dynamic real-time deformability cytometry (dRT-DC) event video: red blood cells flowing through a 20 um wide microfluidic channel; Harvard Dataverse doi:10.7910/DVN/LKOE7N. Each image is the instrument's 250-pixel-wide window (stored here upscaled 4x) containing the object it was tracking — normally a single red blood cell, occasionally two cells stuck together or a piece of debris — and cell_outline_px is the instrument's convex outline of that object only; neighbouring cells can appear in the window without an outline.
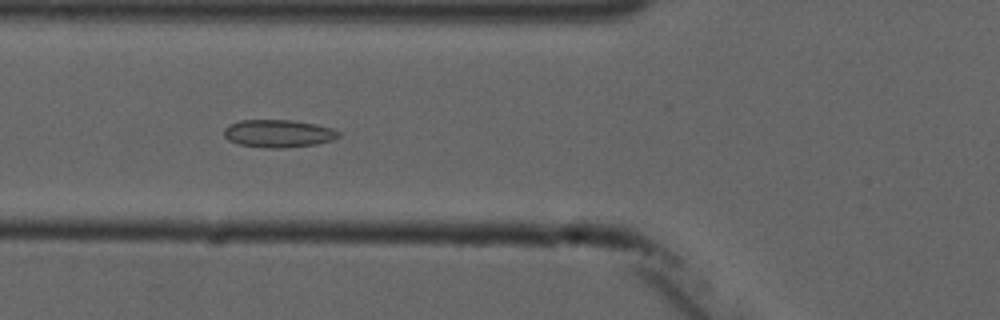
{"species": "common noctule bat (a hibernating species)", "species_latin": "Nyctalus noctula", "temperature_condition": "cold", "stored_images_in_passage": 6, "camera_frame_rate_fps": 3000, "um_per_image_px": 0.085, "animal": {"sex": "male", "forearm_length_mm": 52.5}, "frame": {"image": 1, "passage_image": 5, "time_ms": 4.667, "image_size_px": [1000, 320], "cell_outline_px": [[340, 136], [332, 140], [316, 144], [284, 148], [268, 148], [240, 144], [228, 140], [224, 136], [224, 128], [228, 124], [240, 120], [292, 120], [316, 124], [332, 128], [340, 132]], "centroid_in_image_um": [23.65, 11.34], "position_along_channel_um": 102.1, "area_um2": 18.55}}
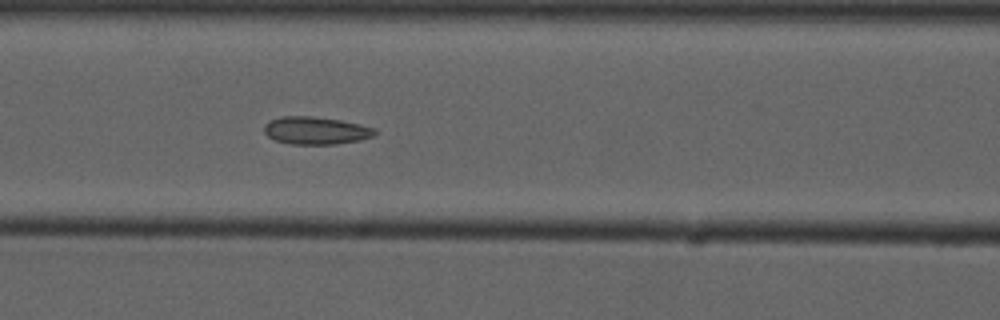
{"frame": {"image": 2, "passage_image": 6, "time_ms": 5.667, "image_size_px": [1000, 320], "cell_outline_px": [[376, 132], [372, 136], [360, 140], [336, 144], [292, 144], [276, 140], [268, 136], [264, 132], [264, 124], [280, 116], [312, 116], [340, 120], [360, 124], [376, 128]], "centroid_in_image_um": [26.85, 11.09], "position_along_channel_um": 139.8, "area_um2": 17.74}}